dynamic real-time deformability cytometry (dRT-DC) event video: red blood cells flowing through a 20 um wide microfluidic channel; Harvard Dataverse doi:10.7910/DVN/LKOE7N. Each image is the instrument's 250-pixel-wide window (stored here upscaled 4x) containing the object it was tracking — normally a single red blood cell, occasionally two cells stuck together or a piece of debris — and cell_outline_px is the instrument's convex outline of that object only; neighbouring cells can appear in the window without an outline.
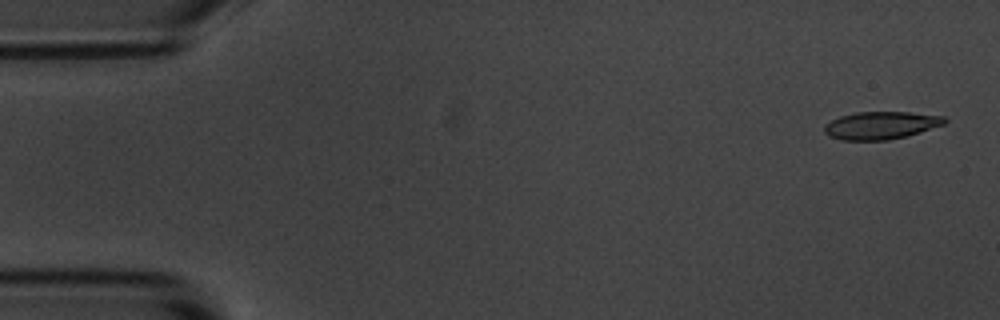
{"species": "common noctule bat (a hibernating species)", "species_latin": "Nyctalus noctula", "temperature_condition": "room temperature", "stored_images_in_passage": 4, "camera_frame_rate_fps": 3000, "um_per_image_px": 0.085, "animal": {"sex": "male", "body_mass_g": 20.1, "forearm_length_mm": 53.5}, "frame": {"image": 1, "passage_image": 1, "time_ms": 0.0, "image_size_px": [1000, 320], "cell_outline_px": [[948, 120], [944, 124], [908, 136], [888, 140], [840, 140], [828, 136], [824, 132], [824, 124], [840, 116], [856, 112], [908, 112], [944, 116]], "centroid_in_image_um": [74.86, 10.66], "position_along_channel_um": 10.1, "area_um2": 19.48}}
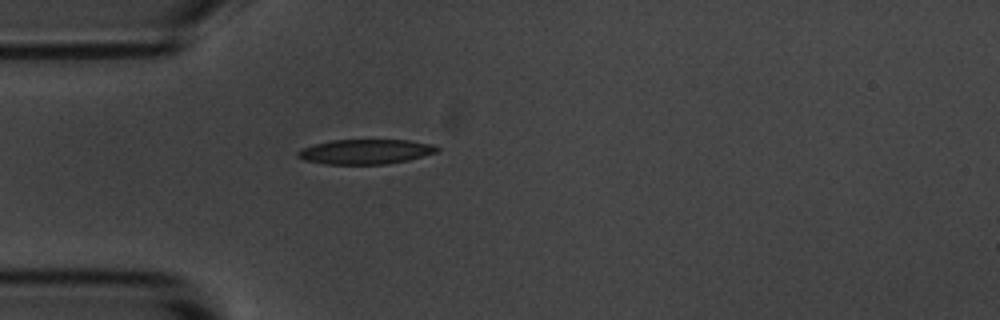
{"frame": {"image": 2, "passage_image": 4, "time_ms": 4.333, "image_size_px": [1000, 320], "cell_outline_px": [[440, 148], [436, 152], [408, 160], [384, 164], [324, 164], [304, 160], [296, 156], [296, 152], [300, 148], [312, 144], [332, 140], [408, 140], [432, 144]], "centroid_in_image_um": [31.0, 12.89], "position_along_channel_um": 54.0, "area_um2": 20.17}}